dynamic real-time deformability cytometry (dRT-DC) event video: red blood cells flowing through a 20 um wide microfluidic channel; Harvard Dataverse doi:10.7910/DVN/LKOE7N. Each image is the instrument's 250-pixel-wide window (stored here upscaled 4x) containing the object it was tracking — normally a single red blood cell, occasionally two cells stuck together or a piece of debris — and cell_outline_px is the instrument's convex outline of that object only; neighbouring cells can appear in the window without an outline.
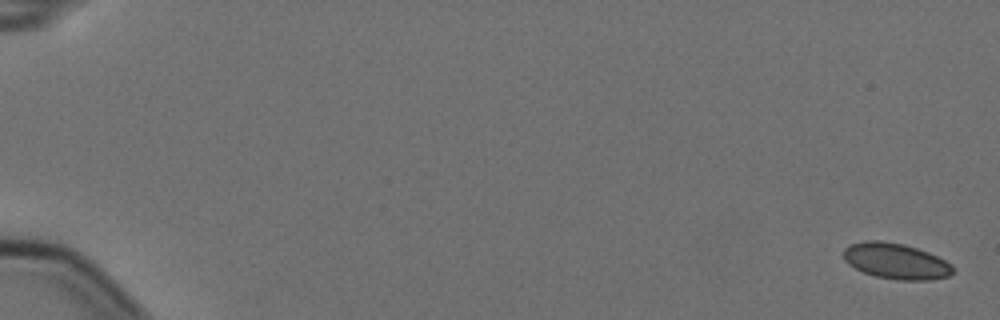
{"species": "Egyptian fruit bat (a non-hibernating species)", "species_latin": "Rousettus aegyptiacus", "temperature_condition": "cold", "stored_images_in_passage": 12, "camera_frame_rate_fps": 3000, "um_per_image_px": 0.085, "animal": {"sex": "female"}, "frame": {"image": 1, "passage_image": 1, "time_ms": 0.0, "image_size_px": [1000, 320], "cell_outline_px": [[956, 268], [948, 276], [932, 280], [896, 280], [876, 276], [864, 272], [848, 264], [844, 260], [844, 248], [848, 244], [864, 240], [880, 240], [904, 244], [928, 252], [952, 264]], "centroid_in_image_um": [76.14, 22.19], "position_along_channel_um": 8.9, "area_um2": 22.95}}
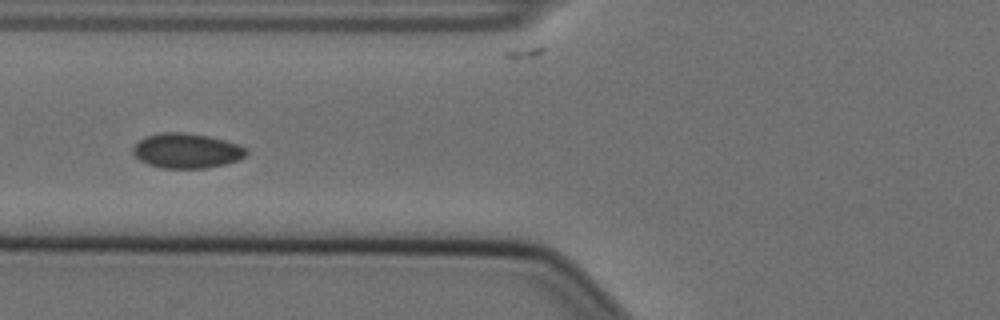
{"frame": {"image": 2, "passage_image": 7, "time_ms": 2.0, "image_size_px": [1000, 320], "cell_outline_px": [[248, 152], [240, 160], [224, 164], [204, 168], [160, 168], [148, 164], [140, 160], [132, 152], [132, 148], [144, 136], [160, 132], [184, 132], [208, 136], [224, 140], [248, 148]], "centroid_in_image_um": [15.86, 12.81], "position_along_channel_um": 109.9, "area_um2": 23.06}}
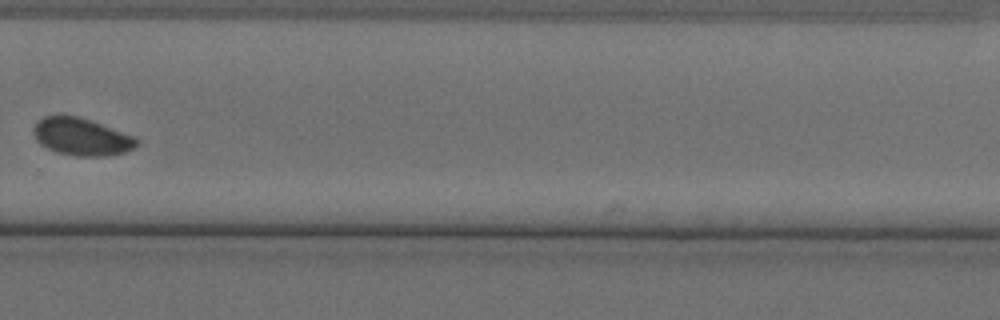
{"frame": {"image": 3, "passage_image": 12, "time_ms": 3.667, "image_size_px": [1000, 320], "cell_outline_px": [[140, 144], [136, 148], [128, 152], [108, 156], [76, 156], [56, 152], [40, 144], [36, 140], [32, 132], [32, 128], [44, 116], [76, 116], [136, 136], [140, 140]], "centroid_in_image_um": [6.99, 11.66], "position_along_channel_um": 322.8, "area_um2": 22.6}}